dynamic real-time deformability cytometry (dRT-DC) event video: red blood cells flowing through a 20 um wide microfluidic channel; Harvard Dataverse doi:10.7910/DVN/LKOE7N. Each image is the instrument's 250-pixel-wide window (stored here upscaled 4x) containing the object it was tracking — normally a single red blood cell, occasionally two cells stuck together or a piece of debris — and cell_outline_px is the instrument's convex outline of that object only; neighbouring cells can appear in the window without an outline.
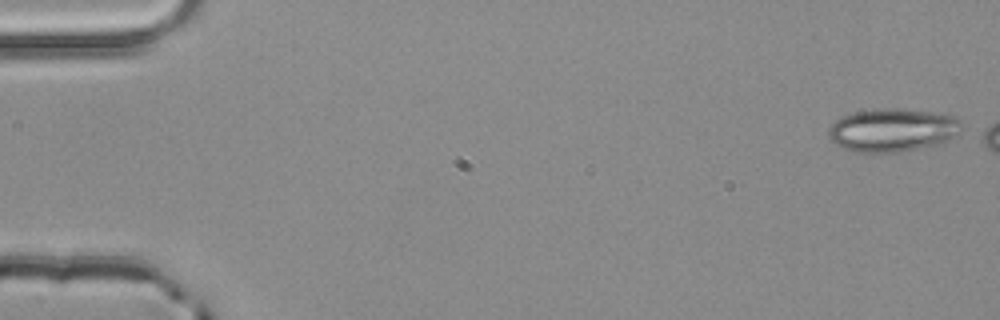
{"species": "common noctule bat (a hibernating species)", "species_latin": "Nyctalus noctula", "temperature_condition": "room temperature", "stored_images_in_passage": 4, "camera_frame_rate_fps": 3000, "um_per_image_px": 0.085, "animal": {"sex": "male", "body_mass_g": 20.4}, "frame": {"image": 1, "passage_image": 1, "time_ms": 0.0, "image_size_px": [1000, 320], "cell_outline_px": [[960, 132], [956, 136], [948, 140], [936, 144], [900, 152], [852, 152], [840, 148], [828, 136], [828, 128], [840, 116], [856, 112], [884, 108], [904, 108], [932, 112], [952, 116], [960, 120]], "centroid_in_image_um": [75.83, 11.06], "position_along_channel_um": 9.2, "area_um2": 33.52}}